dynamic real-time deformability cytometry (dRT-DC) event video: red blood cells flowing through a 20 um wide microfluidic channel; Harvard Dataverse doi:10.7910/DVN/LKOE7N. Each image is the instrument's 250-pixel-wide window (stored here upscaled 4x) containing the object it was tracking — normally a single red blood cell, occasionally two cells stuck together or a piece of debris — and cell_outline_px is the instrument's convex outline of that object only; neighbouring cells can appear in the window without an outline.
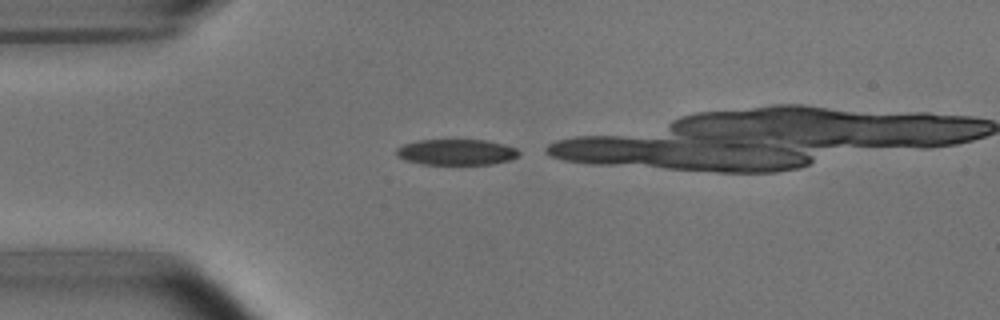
{"species": "common noctule bat (a hibernating species)", "species_latin": "Nyctalus noctula", "temperature_condition": "room temperature", "stored_images_in_passage": 3, "camera_frame_rate_fps": 3000, "um_per_image_px": 0.085, "animal": {"sex": "male", "body_mass_g": 15.6}, "frame": {"image": 1, "passage_image": 1, "time_ms": 0.0, "image_size_px": [1000, 320], "cell_outline_px": [[520, 156], [512, 160], [492, 164], [420, 164], [404, 160], [396, 156], [396, 148], [404, 144], [416, 140], [484, 140], [504, 144], [516, 148], [520, 152]], "centroid_in_image_um": [38.8, 12.93], "position_along_channel_um": 46.2, "area_um2": 18.67}}